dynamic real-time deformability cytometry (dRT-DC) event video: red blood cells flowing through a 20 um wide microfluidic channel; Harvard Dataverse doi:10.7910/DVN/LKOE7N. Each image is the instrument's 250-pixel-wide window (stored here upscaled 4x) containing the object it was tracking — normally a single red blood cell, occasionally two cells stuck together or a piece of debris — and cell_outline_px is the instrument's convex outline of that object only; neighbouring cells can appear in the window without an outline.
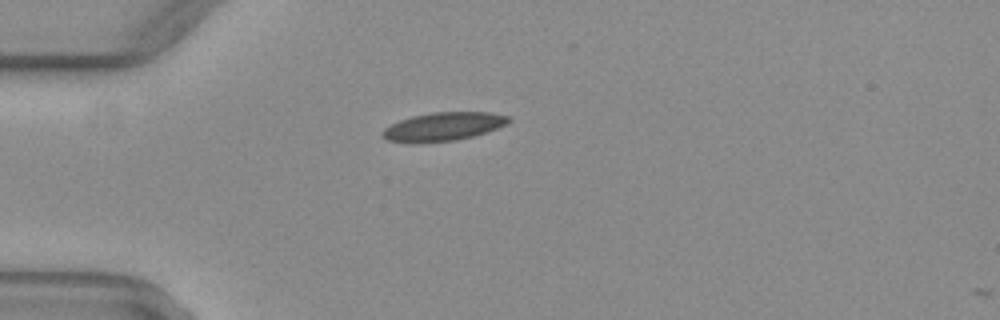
{"species": "common noctule bat (a hibernating species)", "species_latin": "Nyctalus noctula", "temperature_condition": "warm", "stored_images_in_passage": 2, "camera_frame_rate_fps": 3000, "um_per_image_px": 0.085, "animal": {"sex": "female", "body_mass_g": 29.2, "forearm_length_mm": 56.3}, "frame": {"image": 1, "passage_image": 1, "time_ms": 0.0, "image_size_px": [1000, 320], "cell_outline_px": [[512, 120], [508, 124], [472, 136], [456, 140], [420, 144], [412, 144], [388, 140], [380, 136], [380, 132], [384, 128], [400, 120], [412, 116], [432, 112], [492, 112], [508, 116]], "centroid_in_image_um": [37.63, 10.77], "position_along_channel_um": 47.4, "area_um2": 21.21}}